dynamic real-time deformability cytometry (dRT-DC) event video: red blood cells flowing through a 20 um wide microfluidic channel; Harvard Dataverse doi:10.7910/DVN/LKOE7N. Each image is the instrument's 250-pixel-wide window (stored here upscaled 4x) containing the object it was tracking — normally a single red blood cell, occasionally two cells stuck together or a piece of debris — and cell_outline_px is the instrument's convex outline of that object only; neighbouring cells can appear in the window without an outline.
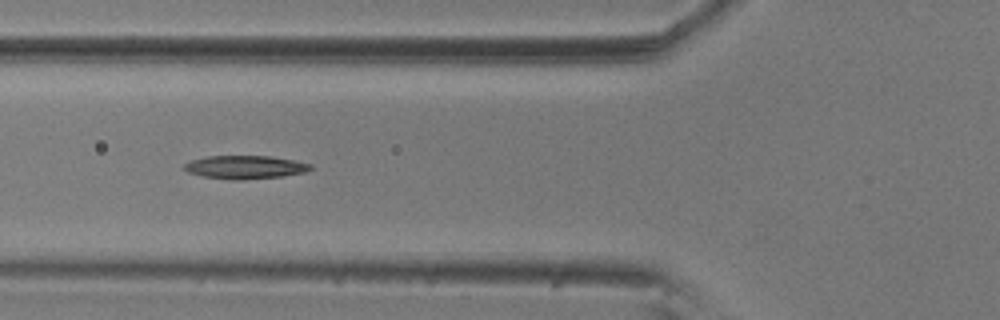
{"species": "common noctule bat (a hibernating species)", "species_latin": "Nyctalus noctula", "temperature_condition": "room temperature", "stored_images_in_passage": 12, "camera_frame_rate_fps": 3000, "um_per_image_px": 0.085, "animal": {"sex": "male", "body_mass_g": 20.5, "forearm_length_mm": 52.5}, "frame": {"image": 1, "passage_image": 3, "time_ms": 0.667, "image_size_px": [1000, 320], "cell_outline_px": [[312, 168], [304, 172], [284, 176], [236, 180], [232, 180], [204, 176], [188, 172], [184, 168], [184, 164], [192, 160], [208, 156], [268, 156], [292, 160], [312, 164]], "centroid_in_image_um": [20.84, 14.21], "position_along_channel_um": 105.0, "area_um2": 16.88}}
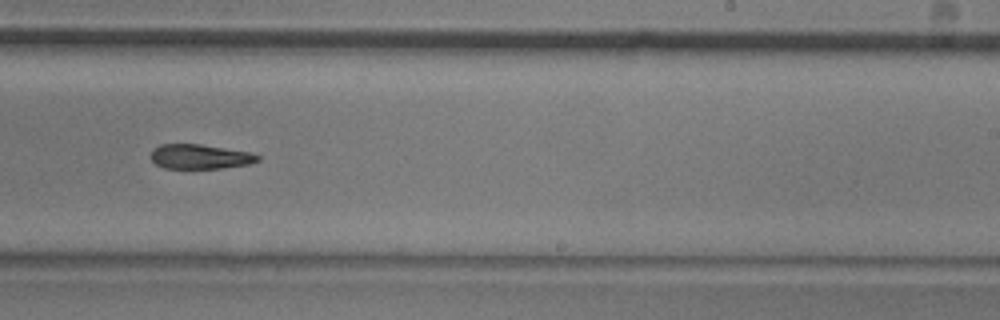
{"frame": {"image": 2, "passage_image": 7, "time_ms": 2.0, "image_size_px": [1000, 320], "cell_outline_px": [[260, 160], [248, 164], [220, 168], [164, 168], [156, 164], [152, 160], [152, 148], [160, 144], [200, 144], [248, 152], [260, 156]], "centroid_in_image_um": [16.97, 13.31], "position_along_channel_um": 272.0, "area_um2": 15.14}}
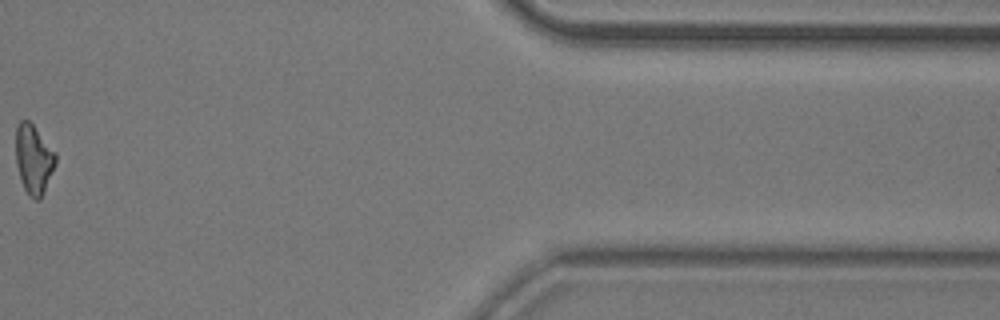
{"frame": {"image": 3, "passage_image": 11, "time_ms": 3.333, "image_size_px": [1000, 320], "cell_outline_px": [[56, 164], [40, 200], [36, 200], [28, 196], [24, 188], [16, 164], [16, 128], [20, 120], [28, 120], [32, 124], [56, 152]], "centroid_in_image_um": [2.87, 13.54], "position_along_channel_um": 408.5, "area_um2": 16.01}}